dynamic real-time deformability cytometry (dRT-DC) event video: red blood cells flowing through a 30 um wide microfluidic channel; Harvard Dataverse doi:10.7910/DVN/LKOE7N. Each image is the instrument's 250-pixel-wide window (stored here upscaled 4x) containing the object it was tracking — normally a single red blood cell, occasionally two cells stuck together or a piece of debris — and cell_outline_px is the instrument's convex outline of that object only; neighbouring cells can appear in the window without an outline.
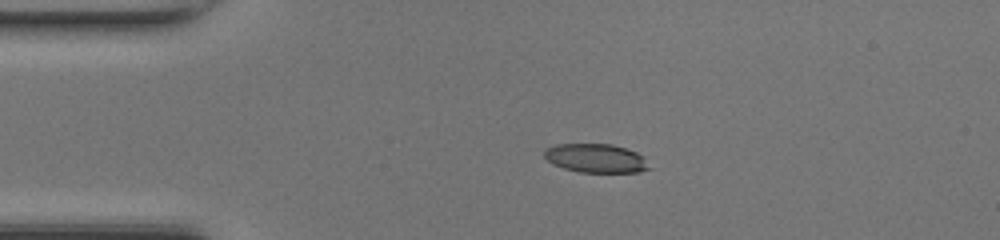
{"species": "common noctule bat (a hibernating species)", "species_latin": "Nyctalus noctula", "temperature_condition": "room temperature", "stored_images_in_passage": 39, "camera_frame_rate_fps": 3000, "um_per_image_px": 0.085, "animal": {"sex": "female", "body_mass_g": 17.0, "forearm_length_mm": 48.0}, "frame": {"image": 1, "passage_image": 1, "time_ms": 0.0, "image_size_px": [1000, 240], "cell_outline_px": [[652, 168], [640, 172], [580, 172], [564, 168], [552, 164], [544, 156], [544, 148], [556, 144], [612, 144], [636, 152], [644, 156]], "centroid_in_image_um": [50.66, 13.45], "position_along_channel_um": 34.3, "area_um2": 17.74}}
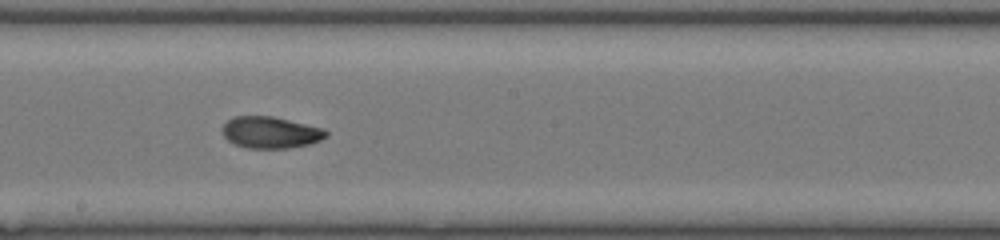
{"frame": {"image": 2, "passage_image": 17, "time_ms": 5.333, "image_size_px": [1000, 240], "cell_outline_px": [[328, 136], [320, 140], [308, 144], [288, 148], [248, 148], [232, 144], [224, 136], [224, 124], [228, 120], [236, 116], [272, 116], [324, 128], [328, 132]], "centroid_in_image_um": [23.02, 11.26], "position_along_channel_um": 225.2, "area_um2": 19.02}}
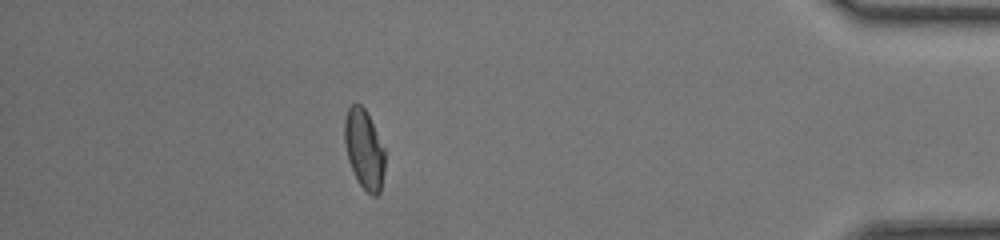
{"frame": {"image": 3, "passage_image": 33, "time_ms": 10.667, "image_size_px": [1000, 240], "cell_outline_px": [[384, 172], [380, 192], [376, 196], [372, 196], [356, 180], [348, 160], [344, 144], [344, 120], [348, 108], [352, 104], [360, 104], [364, 108], [384, 148]], "centroid_in_image_um": [30.93, 12.71], "position_along_channel_um": 404.3, "area_um2": 18.55}, "authors_computed_cell_mechanics": {"area_um2": 18.9006, "velocity_mm_per_s": 4.3286, "shape_relaxation_time_tau1_ms": 6.1507, "shape_relaxation_time_tau2_ms": 1.4636, "deformation_change_tau1": 0.1936, "deformation_change_tau2": 0.0621}}